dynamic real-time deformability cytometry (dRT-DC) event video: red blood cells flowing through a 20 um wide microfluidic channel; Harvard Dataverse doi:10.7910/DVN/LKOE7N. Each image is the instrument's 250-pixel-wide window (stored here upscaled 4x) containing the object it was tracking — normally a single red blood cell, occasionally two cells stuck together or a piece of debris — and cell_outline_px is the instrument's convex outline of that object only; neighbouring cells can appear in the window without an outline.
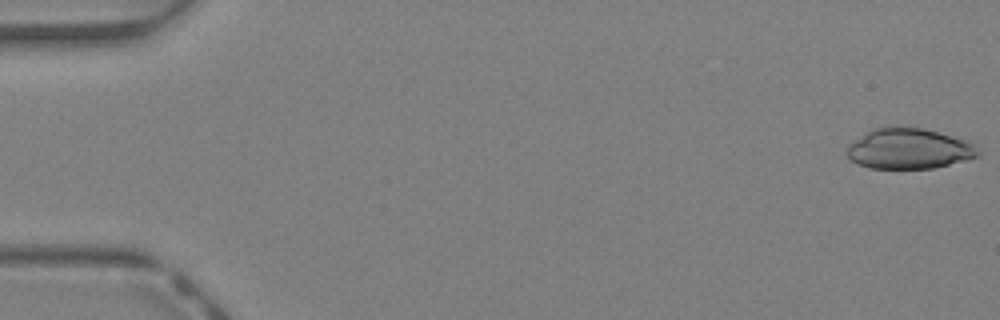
{"species": "Egyptian fruit bat (a non-hibernating species)", "species_latin": "Rousettus aegyptiacus", "temperature_condition": "warm", "stored_images_in_passage": 44, "camera_frame_rate_fps": 3000, "um_per_image_px": 0.085, "animal": {"sex": "female"}, "frame": {"image": 1, "passage_image": 1, "time_ms": 0.0, "image_size_px": [1000, 320], "cell_outline_px": [[980, 152], [976, 156], [968, 160], [932, 168], [868, 168], [852, 160], [848, 156], [848, 144], [852, 140], [872, 128], [888, 124], [900, 124], [924, 128], [968, 140]], "centroid_in_image_um": [77.23, 12.59], "position_along_channel_um": 7.8, "area_um2": 31.56}}
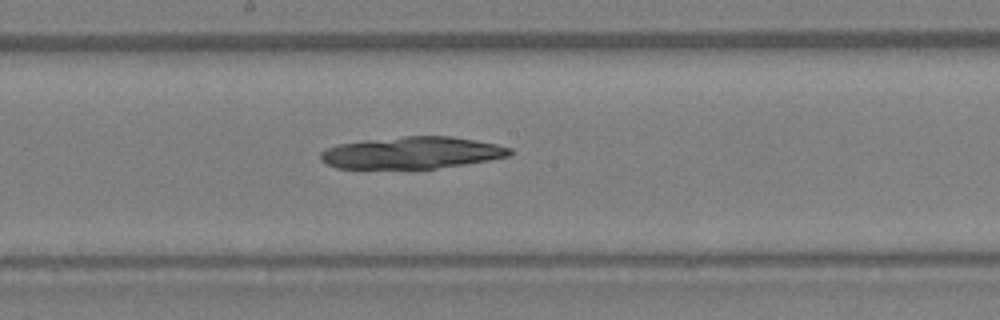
{"frame": {"image": 2, "passage_image": 24, "time_ms": 7.667, "image_size_px": [1000, 320], "cell_outline_px": [[512, 156], [464, 164], [436, 168], [336, 168], [320, 160], [320, 152], [336, 144], [364, 140], [404, 136], [452, 136], [476, 140], [496, 144], [512, 148]], "centroid_in_image_um": [35.02, 12.97], "position_along_channel_um": 213.2, "area_um2": 35.2}}
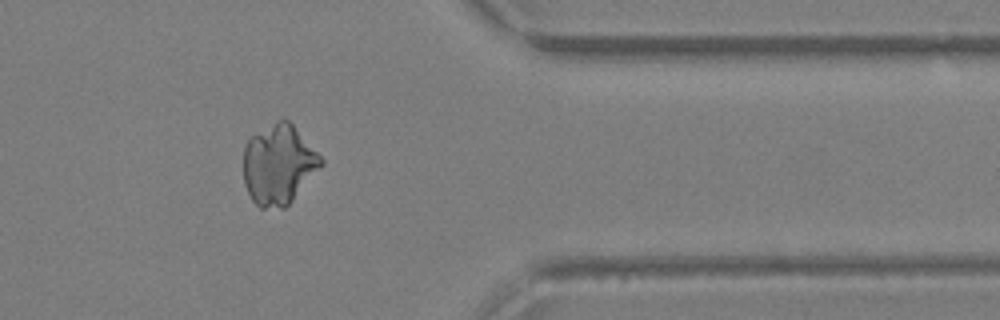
{"frame": {"image": 3, "passage_image": 36, "time_ms": 11.667, "image_size_px": [1000, 320], "cell_outline_px": [[324, 164], [292, 200], [284, 208], [260, 208], [252, 200], [244, 184], [244, 148], [248, 140], [252, 136], [276, 120], [288, 120], [292, 124], [324, 160]], "centroid_in_image_um": [23.68, 14.0], "position_along_channel_um": 387.7, "area_um2": 35.72}}